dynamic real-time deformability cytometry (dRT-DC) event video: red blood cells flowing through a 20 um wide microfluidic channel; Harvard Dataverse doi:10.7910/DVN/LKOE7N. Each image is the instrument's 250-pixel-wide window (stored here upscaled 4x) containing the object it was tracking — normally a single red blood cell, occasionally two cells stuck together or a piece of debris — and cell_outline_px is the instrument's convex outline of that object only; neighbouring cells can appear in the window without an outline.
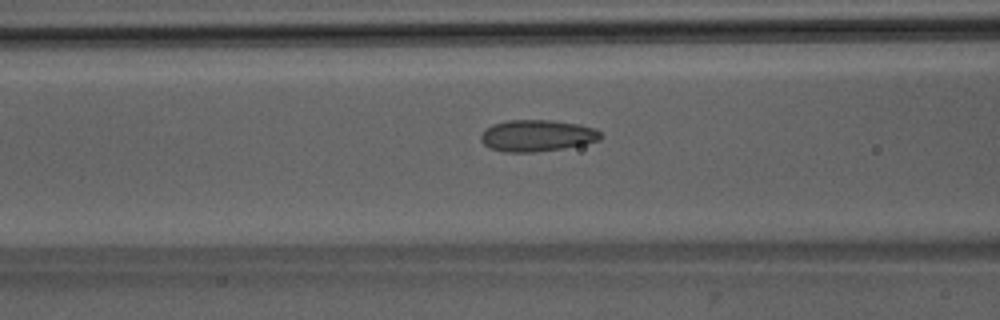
{"species": "Egyptian fruit bat (a non-hibernating species)", "species_latin": "Rousettus aegyptiacus", "temperature_condition": "room temperature", "stored_images_in_passage": 51, "camera_frame_rate_fps": 3000, "um_per_image_px": 0.085, "animal": {"sex": "male"}, "frame": {"image": 1, "passage_image": 21, "time_ms": 6.667, "image_size_px": [1000, 320], "cell_outline_px": [[604, 136], [600, 140], [584, 144], [564, 148], [536, 152], [504, 152], [488, 148], [480, 140], [480, 136], [484, 128], [492, 124], [508, 120], [552, 120], [580, 124], [596, 128]], "centroid_in_image_um": [45.64, 11.52], "position_along_channel_um": 121.0, "area_um2": 22.43}}
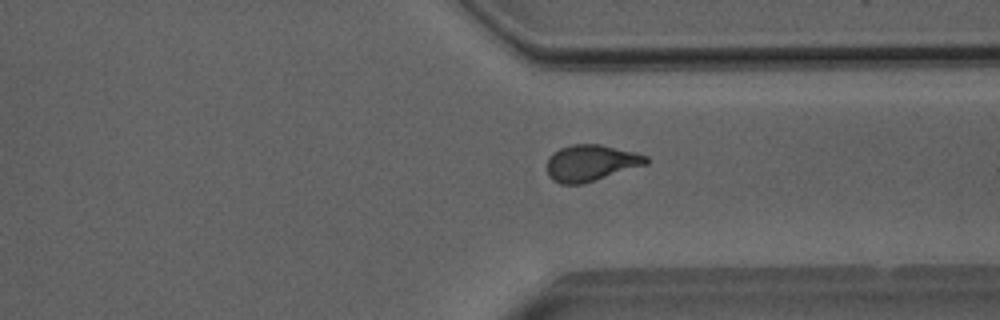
{"frame": {"image": 2, "passage_image": 39, "time_ms": 12.667, "image_size_px": [1000, 320], "cell_outline_px": [[648, 164], [584, 184], [560, 184], [552, 180], [548, 176], [548, 156], [552, 152], [560, 148], [572, 144], [600, 144], [636, 152], [648, 156]], "centroid_in_image_um": [50.23, 13.85], "position_along_channel_um": 361.2, "area_um2": 21.27}}
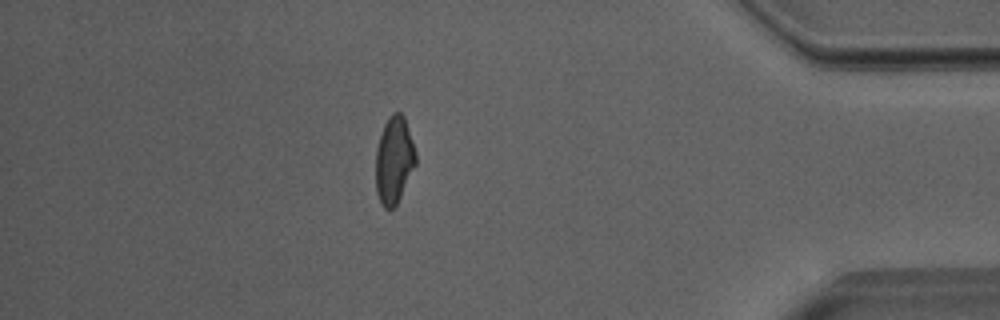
{"frame": {"image": 3, "passage_image": 45, "time_ms": 14.667, "image_size_px": [1000, 320], "cell_outline_px": [[416, 164], [396, 204], [392, 208], [384, 208], [380, 204], [376, 192], [376, 148], [384, 124], [388, 116], [392, 112], [400, 112], [404, 116], [416, 152]], "centroid_in_image_um": [33.48, 13.59], "position_along_channel_um": 401.7, "area_um2": 20.23}, "authors_computed_cell_mechanics": {"area_um2": 21.2126, "velocity_mm_per_s": 4.0083, "shape_relaxation_time_tau1_ms": null, "shape_relaxation_time_tau2_ms": 1.4208, "deformation_change_tau1": null, "deformation_change_tau2": 0.0721}}